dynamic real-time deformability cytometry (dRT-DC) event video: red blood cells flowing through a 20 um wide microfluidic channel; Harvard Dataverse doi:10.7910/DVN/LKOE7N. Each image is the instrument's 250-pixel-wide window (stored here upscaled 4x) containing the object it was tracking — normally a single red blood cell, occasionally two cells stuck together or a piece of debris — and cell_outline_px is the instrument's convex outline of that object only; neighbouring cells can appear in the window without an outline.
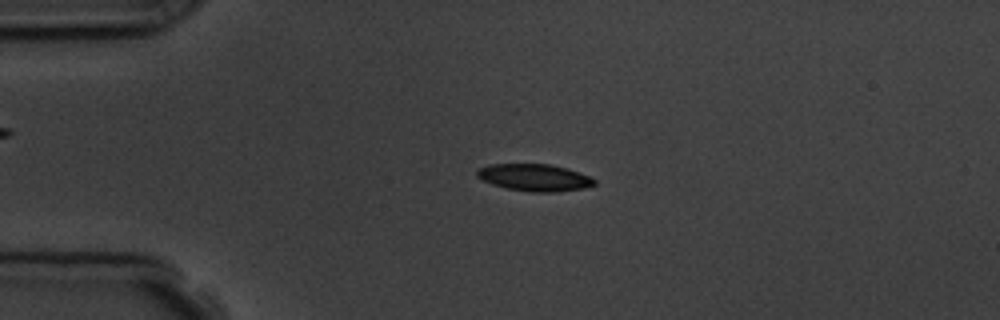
{"species": "common noctule bat (a hibernating species)", "species_latin": "Nyctalus noctula", "temperature_condition": "room temperature", "stored_images_in_passage": 4, "camera_frame_rate_fps": 3000, "um_per_image_px": 0.085, "animal": {"sex": "male", "body_mass_g": 19.5, "forearm_length_mm": 54.6}, "frame": {"image": 1, "passage_image": 3, "time_ms": 2.333, "image_size_px": [1000, 320], "cell_outline_px": [[596, 184], [584, 188], [556, 192], [532, 192], [508, 188], [492, 184], [476, 176], [476, 172], [480, 168], [488, 164], [552, 164], [588, 176], [596, 180]], "centroid_in_image_um": [45.42, 15.09], "position_along_channel_um": 39.6, "area_um2": 18.26}}